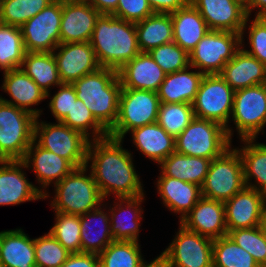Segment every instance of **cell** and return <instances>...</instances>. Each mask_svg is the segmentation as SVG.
Segmentation results:
<instances>
[{"label":"cell","instance_id":"cell-1","mask_svg":"<svg viewBox=\"0 0 266 267\" xmlns=\"http://www.w3.org/2000/svg\"><path fill=\"white\" fill-rule=\"evenodd\" d=\"M123 141L108 135L89 142L86 165L91 163L89 169L103 199L110 194L116 198L145 194L133 165L132 153L123 148Z\"/></svg>","mask_w":266,"mask_h":267},{"label":"cell","instance_id":"cell-2","mask_svg":"<svg viewBox=\"0 0 266 267\" xmlns=\"http://www.w3.org/2000/svg\"><path fill=\"white\" fill-rule=\"evenodd\" d=\"M101 67L119 70L141 51L135 23L112 14H101L90 40Z\"/></svg>","mask_w":266,"mask_h":267},{"label":"cell","instance_id":"cell-3","mask_svg":"<svg viewBox=\"0 0 266 267\" xmlns=\"http://www.w3.org/2000/svg\"><path fill=\"white\" fill-rule=\"evenodd\" d=\"M77 99L92 112L95 119L109 132L118 116L121 83L117 70L100 67L72 83Z\"/></svg>","mask_w":266,"mask_h":267},{"label":"cell","instance_id":"cell-4","mask_svg":"<svg viewBox=\"0 0 266 267\" xmlns=\"http://www.w3.org/2000/svg\"><path fill=\"white\" fill-rule=\"evenodd\" d=\"M89 165L75 168L54 185V197L50 205L55 212L81 216L98 208L104 199L90 172ZM86 174V175H85Z\"/></svg>","mask_w":266,"mask_h":267},{"label":"cell","instance_id":"cell-5","mask_svg":"<svg viewBox=\"0 0 266 267\" xmlns=\"http://www.w3.org/2000/svg\"><path fill=\"white\" fill-rule=\"evenodd\" d=\"M231 144L225 127L210 120L194 117L175 138V152L213 160L220 157L232 146Z\"/></svg>","mask_w":266,"mask_h":267},{"label":"cell","instance_id":"cell-6","mask_svg":"<svg viewBox=\"0 0 266 267\" xmlns=\"http://www.w3.org/2000/svg\"><path fill=\"white\" fill-rule=\"evenodd\" d=\"M234 90L219 74H205L195 100L192 103L194 116L219 123L226 128L232 141L233 129L229 120L233 109Z\"/></svg>","mask_w":266,"mask_h":267},{"label":"cell","instance_id":"cell-7","mask_svg":"<svg viewBox=\"0 0 266 267\" xmlns=\"http://www.w3.org/2000/svg\"><path fill=\"white\" fill-rule=\"evenodd\" d=\"M160 100L155 91L122 88L118 116L110 137L124 139L133 129L156 123Z\"/></svg>","mask_w":266,"mask_h":267},{"label":"cell","instance_id":"cell-8","mask_svg":"<svg viewBox=\"0 0 266 267\" xmlns=\"http://www.w3.org/2000/svg\"><path fill=\"white\" fill-rule=\"evenodd\" d=\"M36 117L0 100V157L23 160L33 142Z\"/></svg>","mask_w":266,"mask_h":267},{"label":"cell","instance_id":"cell-9","mask_svg":"<svg viewBox=\"0 0 266 267\" xmlns=\"http://www.w3.org/2000/svg\"><path fill=\"white\" fill-rule=\"evenodd\" d=\"M36 118L33 140L41 147L67 159L75 168L86 165L90 140L62 122L46 123Z\"/></svg>","mask_w":266,"mask_h":267},{"label":"cell","instance_id":"cell-10","mask_svg":"<svg viewBox=\"0 0 266 267\" xmlns=\"http://www.w3.org/2000/svg\"><path fill=\"white\" fill-rule=\"evenodd\" d=\"M244 187L241 156L234 147H230L211 161L201 193L203 197L226 202Z\"/></svg>","mask_w":266,"mask_h":267},{"label":"cell","instance_id":"cell-11","mask_svg":"<svg viewBox=\"0 0 266 267\" xmlns=\"http://www.w3.org/2000/svg\"><path fill=\"white\" fill-rule=\"evenodd\" d=\"M240 48L241 34L211 30L189 54L190 66L204 74H219Z\"/></svg>","mask_w":266,"mask_h":267},{"label":"cell","instance_id":"cell-12","mask_svg":"<svg viewBox=\"0 0 266 267\" xmlns=\"http://www.w3.org/2000/svg\"><path fill=\"white\" fill-rule=\"evenodd\" d=\"M231 117L240 139L258 138L266 125V84L235 91Z\"/></svg>","mask_w":266,"mask_h":267},{"label":"cell","instance_id":"cell-13","mask_svg":"<svg viewBox=\"0 0 266 267\" xmlns=\"http://www.w3.org/2000/svg\"><path fill=\"white\" fill-rule=\"evenodd\" d=\"M175 238L160 256L170 267H213V240L179 224Z\"/></svg>","mask_w":266,"mask_h":267},{"label":"cell","instance_id":"cell-14","mask_svg":"<svg viewBox=\"0 0 266 267\" xmlns=\"http://www.w3.org/2000/svg\"><path fill=\"white\" fill-rule=\"evenodd\" d=\"M63 0H54L24 23L22 32L26 52H53L60 44Z\"/></svg>","mask_w":266,"mask_h":267},{"label":"cell","instance_id":"cell-15","mask_svg":"<svg viewBox=\"0 0 266 267\" xmlns=\"http://www.w3.org/2000/svg\"><path fill=\"white\" fill-rule=\"evenodd\" d=\"M53 55L63 84H72L101 67L90 42L59 44Z\"/></svg>","mask_w":266,"mask_h":267},{"label":"cell","instance_id":"cell-16","mask_svg":"<svg viewBox=\"0 0 266 267\" xmlns=\"http://www.w3.org/2000/svg\"><path fill=\"white\" fill-rule=\"evenodd\" d=\"M100 15L85 0H63L60 44L90 42Z\"/></svg>","mask_w":266,"mask_h":267},{"label":"cell","instance_id":"cell-17","mask_svg":"<svg viewBox=\"0 0 266 267\" xmlns=\"http://www.w3.org/2000/svg\"><path fill=\"white\" fill-rule=\"evenodd\" d=\"M227 232L235 229L253 228L261 225L266 211V196L245 186L224 202Z\"/></svg>","mask_w":266,"mask_h":267},{"label":"cell","instance_id":"cell-18","mask_svg":"<svg viewBox=\"0 0 266 267\" xmlns=\"http://www.w3.org/2000/svg\"><path fill=\"white\" fill-rule=\"evenodd\" d=\"M23 168L27 169V166L22 160L0 163V206L43 199L41 188L27 180Z\"/></svg>","mask_w":266,"mask_h":267},{"label":"cell","instance_id":"cell-19","mask_svg":"<svg viewBox=\"0 0 266 267\" xmlns=\"http://www.w3.org/2000/svg\"><path fill=\"white\" fill-rule=\"evenodd\" d=\"M210 30L242 33L247 12L238 0H189Z\"/></svg>","mask_w":266,"mask_h":267},{"label":"cell","instance_id":"cell-20","mask_svg":"<svg viewBox=\"0 0 266 267\" xmlns=\"http://www.w3.org/2000/svg\"><path fill=\"white\" fill-rule=\"evenodd\" d=\"M22 161L27 169H33L37 183L41 184L43 199L50 197L46 189L51 183L55 185L75 169L67 159L39 146L34 140Z\"/></svg>","mask_w":266,"mask_h":267},{"label":"cell","instance_id":"cell-21","mask_svg":"<svg viewBox=\"0 0 266 267\" xmlns=\"http://www.w3.org/2000/svg\"><path fill=\"white\" fill-rule=\"evenodd\" d=\"M179 222L188 230L212 240L228 234L224 202L203 196Z\"/></svg>","mask_w":266,"mask_h":267},{"label":"cell","instance_id":"cell-22","mask_svg":"<svg viewBox=\"0 0 266 267\" xmlns=\"http://www.w3.org/2000/svg\"><path fill=\"white\" fill-rule=\"evenodd\" d=\"M3 77L2 90H4L11 99L7 100L1 96L0 100L25 110L36 118H39L42 110L31 107L47 99L46 93L21 68L4 72Z\"/></svg>","mask_w":266,"mask_h":267},{"label":"cell","instance_id":"cell-23","mask_svg":"<svg viewBox=\"0 0 266 267\" xmlns=\"http://www.w3.org/2000/svg\"><path fill=\"white\" fill-rule=\"evenodd\" d=\"M122 88L157 92L166 73L152 59L148 52H140L118 71Z\"/></svg>","mask_w":266,"mask_h":267},{"label":"cell","instance_id":"cell-24","mask_svg":"<svg viewBox=\"0 0 266 267\" xmlns=\"http://www.w3.org/2000/svg\"><path fill=\"white\" fill-rule=\"evenodd\" d=\"M144 195L116 198L119 201L113 202L115 204L109 207L110 233L114 240L139 241Z\"/></svg>","mask_w":266,"mask_h":267},{"label":"cell","instance_id":"cell-25","mask_svg":"<svg viewBox=\"0 0 266 267\" xmlns=\"http://www.w3.org/2000/svg\"><path fill=\"white\" fill-rule=\"evenodd\" d=\"M219 75L234 90L266 84V66L240 48Z\"/></svg>","mask_w":266,"mask_h":267},{"label":"cell","instance_id":"cell-26","mask_svg":"<svg viewBox=\"0 0 266 267\" xmlns=\"http://www.w3.org/2000/svg\"><path fill=\"white\" fill-rule=\"evenodd\" d=\"M156 186L164 206L181 215L180 220L192 210L202 197L201 187L197 184L169 176H159Z\"/></svg>","mask_w":266,"mask_h":267},{"label":"cell","instance_id":"cell-27","mask_svg":"<svg viewBox=\"0 0 266 267\" xmlns=\"http://www.w3.org/2000/svg\"><path fill=\"white\" fill-rule=\"evenodd\" d=\"M189 68L195 71H189ZM204 75L192 66L166 74L157 91L160 103L192 104Z\"/></svg>","mask_w":266,"mask_h":267},{"label":"cell","instance_id":"cell-28","mask_svg":"<svg viewBox=\"0 0 266 267\" xmlns=\"http://www.w3.org/2000/svg\"><path fill=\"white\" fill-rule=\"evenodd\" d=\"M173 22V42L189 54L211 30L200 12L190 3L170 13Z\"/></svg>","mask_w":266,"mask_h":267},{"label":"cell","instance_id":"cell-29","mask_svg":"<svg viewBox=\"0 0 266 267\" xmlns=\"http://www.w3.org/2000/svg\"><path fill=\"white\" fill-rule=\"evenodd\" d=\"M34 239L22 229L0 232V267H36Z\"/></svg>","mask_w":266,"mask_h":267},{"label":"cell","instance_id":"cell-30","mask_svg":"<svg viewBox=\"0 0 266 267\" xmlns=\"http://www.w3.org/2000/svg\"><path fill=\"white\" fill-rule=\"evenodd\" d=\"M101 206L104 207L102 204L80 216L81 252L100 254L114 241L110 233V213L104 211L106 210V203L104 209ZM96 226H98L97 229Z\"/></svg>","mask_w":266,"mask_h":267},{"label":"cell","instance_id":"cell-31","mask_svg":"<svg viewBox=\"0 0 266 267\" xmlns=\"http://www.w3.org/2000/svg\"><path fill=\"white\" fill-rule=\"evenodd\" d=\"M130 133L137 150L158 165L175 152V137L157 122L133 129Z\"/></svg>","mask_w":266,"mask_h":267},{"label":"cell","instance_id":"cell-32","mask_svg":"<svg viewBox=\"0 0 266 267\" xmlns=\"http://www.w3.org/2000/svg\"><path fill=\"white\" fill-rule=\"evenodd\" d=\"M240 140L244 146L235 149L239 152L243 163L245 186L266 196V144L257 143L256 138Z\"/></svg>","mask_w":266,"mask_h":267},{"label":"cell","instance_id":"cell-33","mask_svg":"<svg viewBox=\"0 0 266 267\" xmlns=\"http://www.w3.org/2000/svg\"><path fill=\"white\" fill-rule=\"evenodd\" d=\"M211 161L207 158L186 156L174 152L159 164L160 176L173 177L201 187Z\"/></svg>","mask_w":266,"mask_h":267},{"label":"cell","instance_id":"cell-34","mask_svg":"<svg viewBox=\"0 0 266 267\" xmlns=\"http://www.w3.org/2000/svg\"><path fill=\"white\" fill-rule=\"evenodd\" d=\"M138 46L149 52L160 45L173 42V22L170 13H154L135 23Z\"/></svg>","mask_w":266,"mask_h":267},{"label":"cell","instance_id":"cell-35","mask_svg":"<svg viewBox=\"0 0 266 267\" xmlns=\"http://www.w3.org/2000/svg\"><path fill=\"white\" fill-rule=\"evenodd\" d=\"M50 97V88L62 84L53 52H26L20 67Z\"/></svg>","mask_w":266,"mask_h":267},{"label":"cell","instance_id":"cell-36","mask_svg":"<svg viewBox=\"0 0 266 267\" xmlns=\"http://www.w3.org/2000/svg\"><path fill=\"white\" fill-rule=\"evenodd\" d=\"M142 257L138 242L114 240L98 254L99 267H142Z\"/></svg>","mask_w":266,"mask_h":267},{"label":"cell","instance_id":"cell-37","mask_svg":"<svg viewBox=\"0 0 266 267\" xmlns=\"http://www.w3.org/2000/svg\"><path fill=\"white\" fill-rule=\"evenodd\" d=\"M25 54L21 29L0 23V70L19 69Z\"/></svg>","mask_w":266,"mask_h":267},{"label":"cell","instance_id":"cell-38","mask_svg":"<svg viewBox=\"0 0 266 267\" xmlns=\"http://www.w3.org/2000/svg\"><path fill=\"white\" fill-rule=\"evenodd\" d=\"M213 267H260L242 247L228 235L213 240Z\"/></svg>","mask_w":266,"mask_h":267},{"label":"cell","instance_id":"cell-39","mask_svg":"<svg viewBox=\"0 0 266 267\" xmlns=\"http://www.w3.org/2000/svg\"><path fill=\"white\" fill-rule=\"evenodd\" d=\"M54 0H1L0 23L21 27Z\"/></svg>","mask_w":266,"mask_h":267},{"label":"cell","instance_id":"cell-40","mask_svg":"<svg viewBox=\"0 0 266 267\" xmlns=\"http://www.w3.org/2000/svg\"><path fill=\"white\" fill-rule=\"evenodd\" d=\"M192 104L160 103L157 123L175 138L190 124L194 118Z\"/></svg>","mask_w":266,"mask_h":267},{"label":"cell","instance_id":"cell-41","mask_svg":"<svg viewBox=\"0 0 266 267\" xmlns=\"http://www.w3.org/2000/svg\"><path fill=\"white\" fill-rule=\"evenodd\" d=\"M61 122L71 129L81 132L89 140L91 137V140H96L108 136V131L95 119L83 101L79 99L73 103L71 111L67 113V116Z\"/></svg>","mask_w":266,"mask_h":267},{"label":"cell","instance_id":"cell-42","mask_svg":"<svg viewBox=\"0 0 266 267\" xmlns=\"http://www.w3.org/2000/svg\"><path fill=\"white\" fill-rule=\"evenodd\" d=\"M55 224L49 233L71 254L81 252L80 216L55 212Z\"/></svg>","mask_w":266,"mask_h":267},{"label":"cell","instance_id":"cell-43","mask_svg":"<svg viewBox=\"0 0 266 267\" xmlns=\"http://www.w3.org/2000/svg\"><path fill=\"white\" fill-rule=\"evenodd\" d=\"M227 235L251 254L260 267H266V237L261 226L230 230Z\"/></svg>","mask_w":266,"mask_h":267},{"label":"cell","instance_id":"cell-44","mask_svg":"<svg viewBox=\"0 0 266 267\" xmlns=\"http://www.w3.org/2000/svg\"><path fill=\"white\" fill-rule=\"evenodd\" d=\"M36 267H61L71 254L49 232L34 239Z\"/></svg>","mask_w":266,"mask_h":267},{"label":"cell","instance_id":"cell-45","mask_svg":"<svg viewBox=\"0 0 266 267\" xmlns=\"http://www.w3.org/2000/svg\"><path fill=\"white\" fill-rule=\"evenodd\" d=\"M148 53L166 74H171L190 66L189 53L175 42L160 45Z\"/></svg>","mask_w":266,"mask_h":267},{"label":"cell","instance_id":"cell-46","mask_svg":"<svg viewBox=\"0 0 266 267\" xmlns=\"http://www.w3.org/2000/svg\"><path fill=\"white\" fill-rule=\"evenodd\" d=\"M249 16H247L244 27L241 33V48L249 55L258 59L262 64L266 66V17L264 16H255L251 21V24H247L249 22ZM249 27L248 31V41L250 50L244 49V32Z\"/></svg>","mask_w":266,"mask_h":267},{"label":"cell","instance_id":"cell-47","mask_svg":"<svg viewBox=\"0 0 266 267\" xmlns=\"http://www.w3.org/2000/svg\"><path fill=\"white\" fill-rule=\"evenodd\" d=\"M50 98L49 109L56 119V122H61L66 116L73 103L77 100V95L72 84H61L59 90Z\"/></svg>","mask_w":266,"mask_h":267},{"label":"cell","instance_id":"cell-48","mask_svg":"<svg viewBox=\"0 0 266 267\" xmlns=\"http://www.w3.org/2000/svg\"><path fill=\"white\" fill-rule=\"evenodd\" d=\"M154 14L147 0H119L117 9L112 13L125 21L137 23Z\"/></svg>","mask_w":266,"mask_h":267},{"label":"cell","instance_id":"cell-49","mask_svg":"<svg viewBox=\"0 0 266 267\" xmlns=\"http://www.w3.org/2000/svg\"><path fill=\"white\" fill-rule=\"evenodd\" d=\"M61 267H99L98 254L72 253Z\"/></svg>","mask_w":266,"mask_h":267},{"label":"cell","instance_id":"cell-50","mask_svg":"<svg viewBox=\"0 0 266 267\" xmlns=\"http://www.w3.org/2000/svg\"><path fill=\"white\" fill-rule=\"evenodd\" d=\"M154 13H172L185 7L189 0H147Z\"/></svg>","mask_w":266,"mask_h":267},{"label":"cell","instance_id":"cell-51","mask_svg":"<svg viewBox=\"0 0 266 267\" xmlns=\"http://www.w3.org/2000/svg\"><path fill=\"white\" fill-rule=\"evenodd\" d=\"M101 14H112L116 9L119 0H85Z\"/></svg>","mask_w":266,"mask_h":267},{"label":"cell","instance_id":"cell-52","mask_svg":"<svg viewBox=\"0 0 266 267\" xmlns=\"http://www.w3.org/2000/svg\"><path fill=\"white\" fill-rule=\"evenodd\" d=\"M247 16L251 17L253 10H258L255 16L266 17V0H251L246 6Z\"/></svg>","mask_w":266,"mask_h":267},{"label":"cell","instance_id":"cell-53","mask_svg":"<svg viewBox=\"0 0 266 267\" xmlns=\"http://www.w3.org/2000/svg\"><path fill=\"white\" fill-rule=\"evenodd\" d=\"M142 267H167L166 261L159 255L150 263L146 262Z\"/></svg>","mask_w":266,"mask_h":267},{"label":"cell","instance_id":"cell-54","mask_svg":"<svg viewBox=\"0 0 266 267\" xmlns=\"http://www.w3.org/2000/svg\"><path fill=\"white\" fill-rule=\"evenodd\" d=\"M261 228L264 232V235L266 237V211L264 212V215H263V218H262V221H261Z\"/></svg>","mask_w":266,"mask_h":267},{"label":"cell","instance_id":"cell-55","mask_svg":"<svg viewBox=\"0 0 266 267\" xmlns=\"http://www.w3.org/2000/svg\"><path fill=\"white\" fill-rule=\"evenodd\" d=\"M240 1L244 6H246L251 0H238Z\"/></svg>","mask_w":266,"mask_h":267},{"label":"cell","instance_id":"cell-56","mask_svg":"<svg viewBox=\"0 0 266 267\" xmlns=\"http://www.w3.org/2000/svg\"><path fill=\"white\" fill-rule=\"evenodd\" d=\"M0 16H1V0H0Z\"/></svg>","mask_w":266,"mask_h":267}]
</instances>
